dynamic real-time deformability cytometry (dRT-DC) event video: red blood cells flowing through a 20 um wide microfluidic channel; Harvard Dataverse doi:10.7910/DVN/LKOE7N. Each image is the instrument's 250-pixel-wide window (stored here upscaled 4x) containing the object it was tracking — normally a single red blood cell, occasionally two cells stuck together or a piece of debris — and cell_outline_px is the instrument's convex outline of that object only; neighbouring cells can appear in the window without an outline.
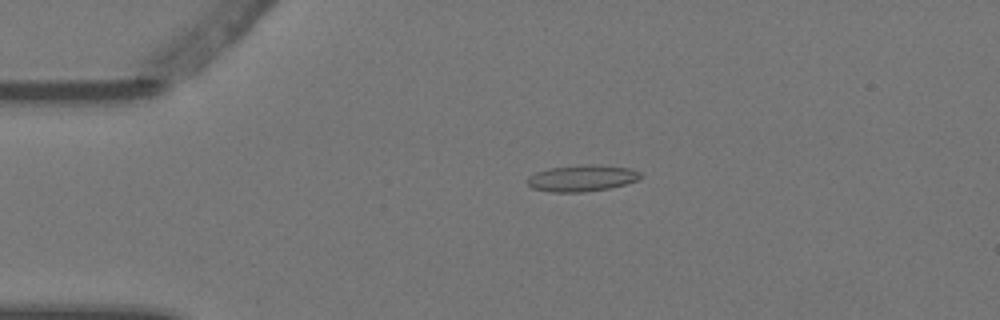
{"species": "Egyptian fruit bat (a non-hibernating species)", "species_latin": "Rousettus aegyptiacus", "temperature_condition": "warm", "stored_images_in_passage": 4, "camera_frame_rate_fps": 3000, "um_per_image_px": 0.085, "animal": {"sex": "female"}, "frame": {"image": 1, "passage_image": 3, "time_ms": 0.667, "image_size_px": [1000, 320], "cell_outline_px": [[644, 176], [640, 180], [612, 188], [580, 192], [552, 192], [532, 188], [528, 184], [528, 176], [536, 172], [548, 168], [580, 164], [592, 164], [632, 168], [640, 172]], "centroid_in_image_um": [49.52, 15.13], "position_along_channel_um": 35.5, "area_um2": 17.74}}